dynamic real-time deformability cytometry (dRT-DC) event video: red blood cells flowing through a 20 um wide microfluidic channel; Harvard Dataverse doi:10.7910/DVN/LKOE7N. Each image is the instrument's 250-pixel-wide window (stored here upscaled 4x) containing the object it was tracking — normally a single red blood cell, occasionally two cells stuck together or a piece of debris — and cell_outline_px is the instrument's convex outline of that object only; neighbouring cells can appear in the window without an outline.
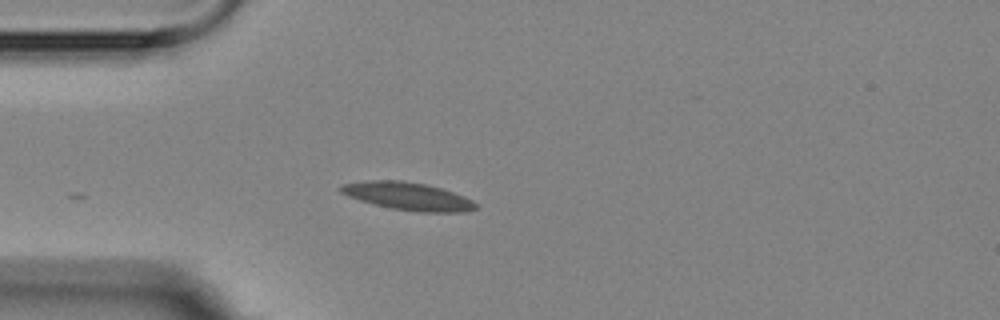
{"species": "Egyptian fruit bat (a non-hibernating species)", "species_latin": "Rousettus aegyptiacus", "temperature_condition": "room temperature", "stored_images_in_passage": 1, "camera_frame_rate_fps": 3000, "um_per_image_px": 0.085, "animal": {"sex": "female"}, "frame": {"image": 1, "passage_image": 1, "time_ms": 0.0, "image_size_px": [1000, 320], "cell_outline_px": [[476, 208], [468, 212], [420, 212], [392, 208], [360, 200], [348, 196], [340, 192], [336, 188], [340, 184], [368, 180], [404, 180], [428, 184], [464, 196], [472, 200], [476, 204]], "centroid_in_image_um": [34.64, 16.66], "position_along_channel_um": 50.4, "area_um2": 21.91}}